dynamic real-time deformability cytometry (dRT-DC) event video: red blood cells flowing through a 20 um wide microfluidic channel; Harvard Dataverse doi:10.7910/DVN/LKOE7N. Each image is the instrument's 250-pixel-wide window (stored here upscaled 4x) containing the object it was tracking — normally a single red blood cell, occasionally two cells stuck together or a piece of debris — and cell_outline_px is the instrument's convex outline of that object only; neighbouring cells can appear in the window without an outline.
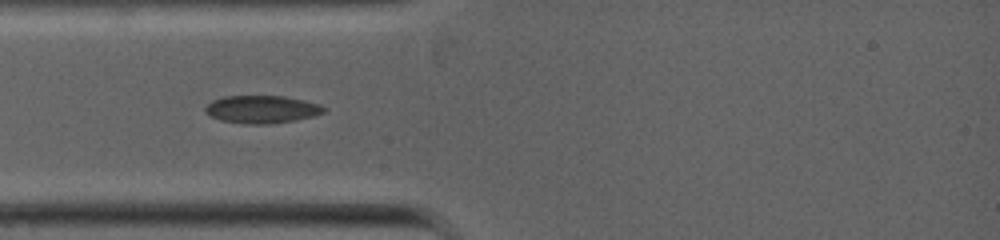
{"species": "common noctule bat (a hibernating species)", "species_latin": "Nyctalus noctula", "temperature_condition": "warm", "stored_images_in_passage": 1, "camera_frame_rate_fps": 5000, "um_per_image_px": 0.085, "animal": {"sex": "female", "body_mass_g": 19.0, "forearm_length_mm": 53.3}, "frame": {"image": 1, "passage_image": 1, "time_ms": 0.0, "image_size_px": [1000, 240], "cell_outline_px": [[328, 108], [324, 112], [312, 116], [296, 120], [268, 124], [244, 124], [220, 120], [204, 112], [204, 108], [212, 100], [224, 96], [284, 96], [304, 100], [320, 104]], "centroid_in_image_um": [22.26, 9.29], "position_along_channel_um": 62.7, "area_um2": 19.25}}